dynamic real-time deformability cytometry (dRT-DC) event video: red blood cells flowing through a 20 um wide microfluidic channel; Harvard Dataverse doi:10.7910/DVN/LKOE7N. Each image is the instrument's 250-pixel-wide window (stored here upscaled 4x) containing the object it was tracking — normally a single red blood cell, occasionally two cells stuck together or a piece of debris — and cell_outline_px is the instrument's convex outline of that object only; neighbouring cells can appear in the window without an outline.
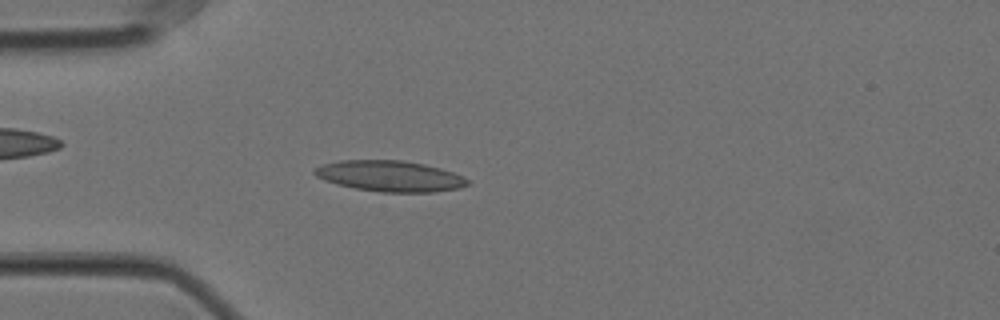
{"species": "Egyptian fruit bat (a non-hibernating species)", "species_latin": "Rousettus aegyptiacus", "temperature_condition": "cold", "stored_images_in_passage": 56, "camera_frame_rate_fps": 3000, "um_per_image_px": 0.085, "animal": {"sex": "female"}, "frame": {"image": 1, "passage_image": 15, "time_ms": 4.667, "image_size_px": [1000, 320], "cell_outline_px": [[468, 184], [460, 188], [436, 192], [380, 192], [356, 188], [336, 184], [324, 180], [316, 176], [312, 172], [320, 164], [340, 160], [404, 160], [424, 164], [440, 168], [452, 172], [468, 180]], "centroid_in_image_um": [33.1, 14.96], "position_along_channel_um": 51.9, "area_um2": 27.51}}
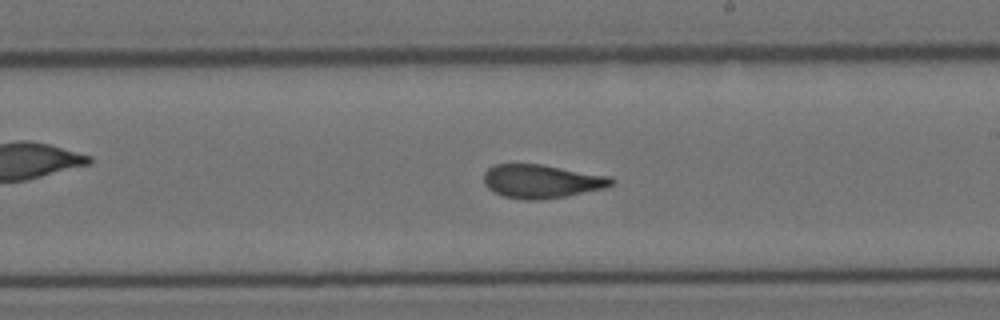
{"frame": {"image": 2, "passage_image": 32, "time_ms": 10.333, "image_size_px": [1000, 320], "cell_outline_px": [[616, 180], [612, 184], [604, 188], [568, 196], [536, 200], [524, 200], [504, 196], [492, 192], [484, 184], [484, 172], [488, 168], [496, 164], [540, 164], [612, 176]], "centroid_in_image_um": [46.04, 15.41], "position_along_channel_um": 243.0, "area_um2": 25.14}}
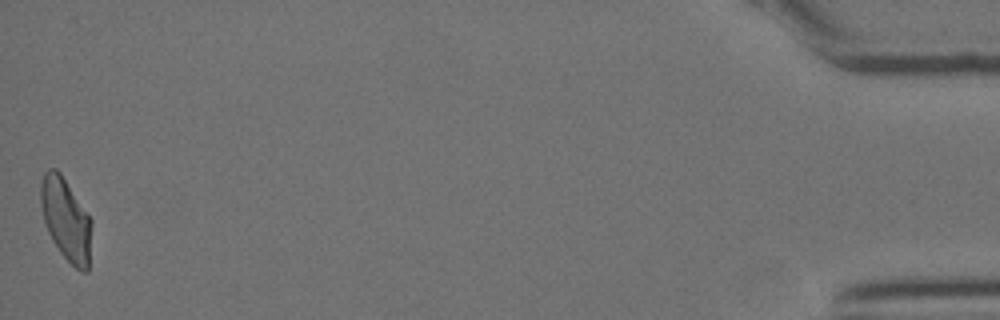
{"frame": {"image": 3, "passage_image": 56, "time_ms": 18.333, "image_size_px": [1000, 320], "cell_outline_px": [[92, 224], [88, 272], [80, 272], [60, 252], [52, 240], [48, 232], [44, 220], [40, 204], [40, 184], [44, 172], [48, 168], [56, 168], [60, 172], [92, 220]], "centroid_in_image_um": [5.6, 18.64], "position_along_channel_um": 429.6, "area_um2": 24.45}, "authors_computed_cell_mechanics": {"area_um2": 25.1719, "velocity_mm_per_s": 3.5242, "shape_relaxation_time_tau1_ms": 7.8068, "shape_relaxation_time_tau2_ms": 1.6209, "deformation_change_tau1": 0.201, "deformation_change_tau2": 0.0891}}